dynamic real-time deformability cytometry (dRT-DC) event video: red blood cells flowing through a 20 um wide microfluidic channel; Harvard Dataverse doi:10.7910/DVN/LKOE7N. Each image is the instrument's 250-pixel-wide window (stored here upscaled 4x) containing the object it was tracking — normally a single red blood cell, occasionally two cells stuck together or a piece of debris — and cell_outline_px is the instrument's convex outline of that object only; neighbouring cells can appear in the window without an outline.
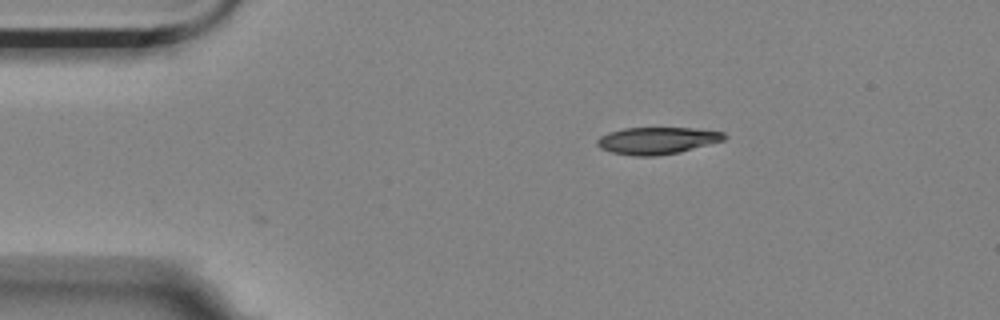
{"species": "Egyptian fruit bat (a non-hibernating species)", "species_latin": "Rousettus aegyptiacus", "temperature_condition": "room temperature", "stored_images_in_passage": 2, "camera_frame_rate_fps": 3000, "um_per_image_px": 0.085, "animal": {"sex": "female"}, "frame": {"image": 1, "passage_image": 1, "time_ms": 0.0, "image_size_px": [1000, 320], "cell_outline_px": [[728, 136], [724, 140], [680, 152], [656, 156], [636, 156], [612, 152], [600, 148], [596, 144], [596, 140], [600, 136], [608, 132], [624, 128], [696, 128], [724, 132]], "centroid_in_image_um": [55.86, 11.94], "position_along_channel_um": 29.1, "area_um2": 20.06}}